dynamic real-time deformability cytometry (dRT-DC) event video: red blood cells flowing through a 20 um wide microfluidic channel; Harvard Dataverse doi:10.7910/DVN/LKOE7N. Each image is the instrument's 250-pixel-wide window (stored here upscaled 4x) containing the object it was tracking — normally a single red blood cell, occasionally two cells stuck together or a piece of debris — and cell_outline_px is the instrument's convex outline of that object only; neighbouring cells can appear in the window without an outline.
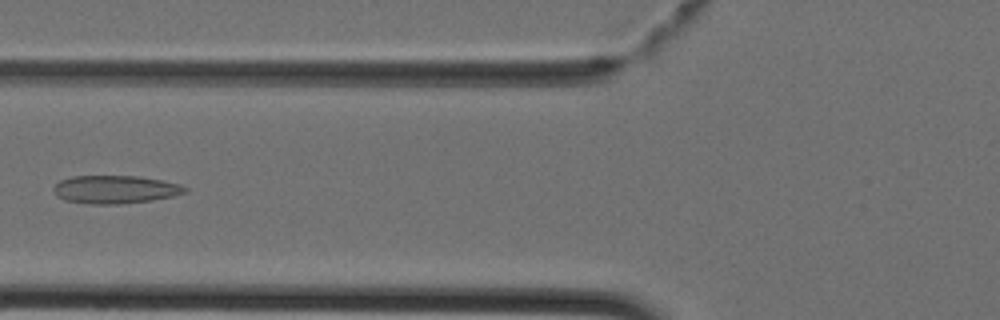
{"species": "Egyptian fruit bat (a non-hibernating species)", "species_latin": "Rousettus aegyptiacus", "temperature_condition": "cold", "stored_images_in_passage": 43, "camera_frame_rate_fps": 3000, "um_per_image_px": 0.085, "animal": {"sex": "female"}, "frame": {"image": 1, "passage_image": 17, "time_ms": 5.333, "image_size_px": [1000, 320], "cell_outline_px": [[188, 192], [172, 196], [152, 200], [120, 204], [88, 204], [68, 200], [56, 196], [52, 188], [60, 180], [72, 176], [136, 176], [164, 180], [180, 184], [188, 188]], "centroid_in_image_um": [9.81, 16.1], "position_along_channel_um": 116.0, "area_um2": 21.56}}
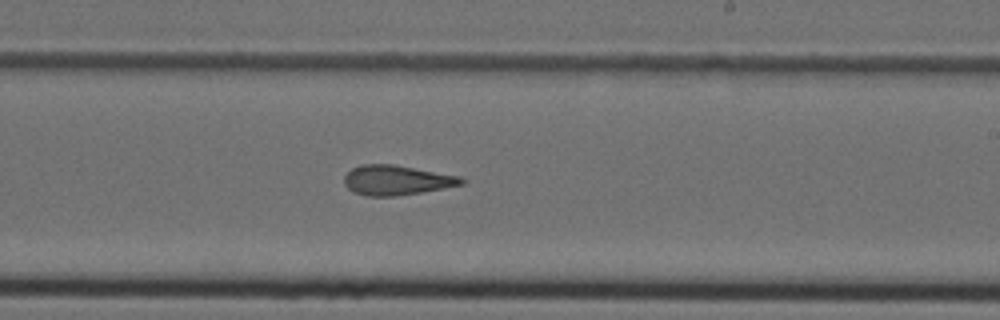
{"frame": {"image": 2, "passage_image": 26, "time_ms": 8.333, "image_size_px": [1000, 320], "cell_outline_px": [[464, 184], [444, 188], [396, 196], [364, 196], [348, 188], [344, 184], [344, 176], [352, 168], [364, 164], [392, 164], [460, 176], [464, 180]], "centroid_in_image_um": [33.69, 15.31], "position_along_channel_um": 255.3, "area_um2": 20.17}}
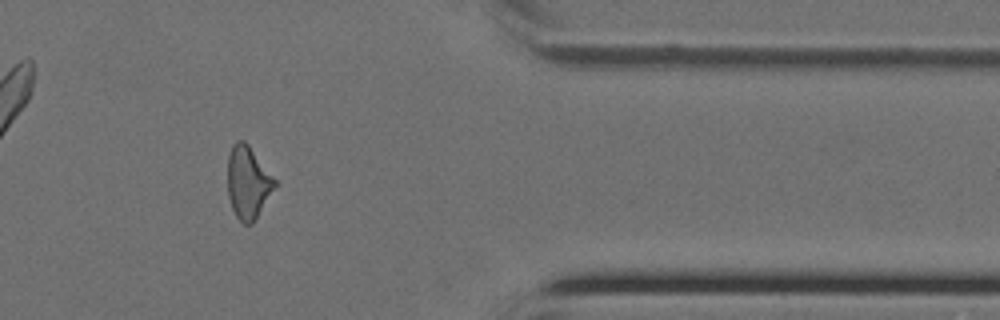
{"frame": {"image": 3, "passage_image": 36, "time_ms": 11.667, "image_size_px": [1000, 320], "cell_outline_px": [[276, 184], [252, 224], [244, 224], [236, 216], [232, 208], [228, 196], [228, 156], [232, 144], [236, 140], [244, 140], [248, 144], [276, 180]], "centroid_in_image_um": [21.05, 15.48], "position_along_channel_um": 390.4, "area_um2": 19.59}}